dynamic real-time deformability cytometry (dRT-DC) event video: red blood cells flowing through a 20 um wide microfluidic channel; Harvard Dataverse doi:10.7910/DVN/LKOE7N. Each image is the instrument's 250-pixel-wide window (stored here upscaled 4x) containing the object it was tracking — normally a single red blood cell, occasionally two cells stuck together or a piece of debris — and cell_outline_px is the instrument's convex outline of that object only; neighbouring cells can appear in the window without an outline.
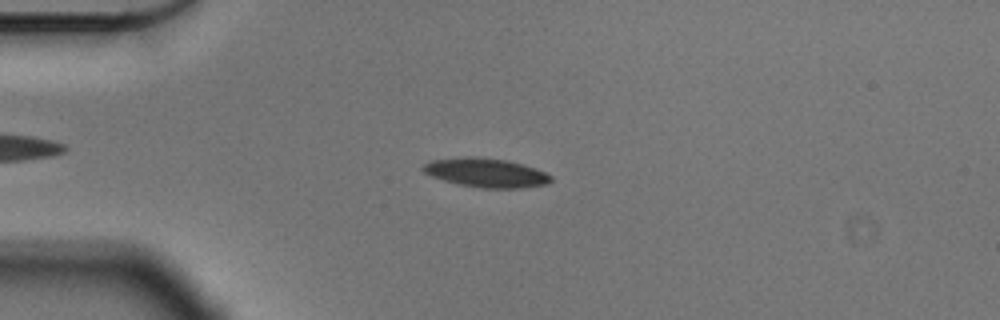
{"species": "Egyptian fruit bat (a non-hibernating species)", "species_latin": "Rousettus aegyptiacus", "temperature_condition": "cold", "stored_images_in_passage": 53, "camera_frame_rate_fps": 3000, "um_per_image_px": 0.085, "animal": {"sex": "male"}, "frame": {"image": 1, "passage_image": 11, "time_ms": 3.333, "image_size_px": [1000, 320], "cell_outline_px": [[552, 180], [544, 184], [520, 188], [480, 188], [460, 184], [444, 180], [432, 176], [424, 172], [420, 168], [424, 164], [432, 160], [468, 156], [476, 156], [504, 160], [520, 164], [544, 172], [552, 176]], "centroid_in_image_um": [41.26, 14.68], "position_along_channel_um": 43.7, "area_um2": 21.27}}
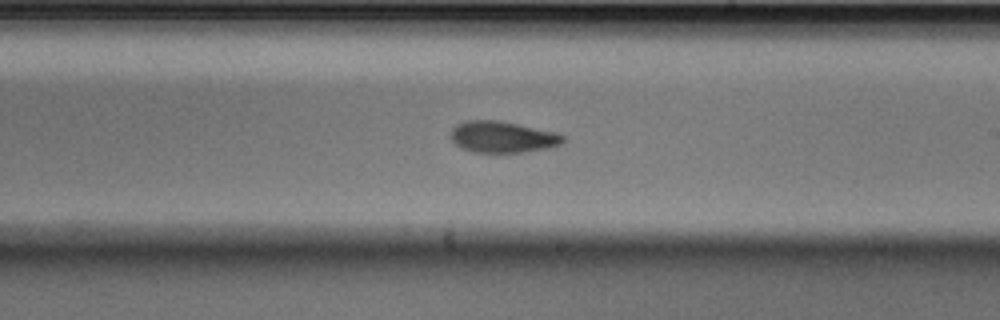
{"frame": {"image": 2, "passage_image": 30, "time_ms": 9.667, "image_size_px": [1000, 320], "cell_outline_px": [[564, 140], [560, 144], [548, 148], [524, 152], [472, 152], [456, 144], [452, 140], [452, 128], [456, 124], [468, 120], [496, 120], [556, 132], [564, 136]], "centroid_in_image_um": [42.71, 11.64], "position_along_channel_um": 246.3, "area_um2": 20.23}}
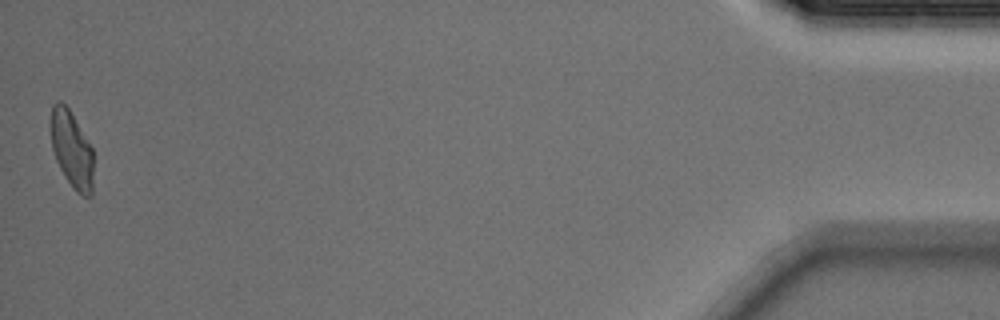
{"frame": {"image": 3, "passage_image": 53, "time_ms": 17.333, "image_size_px": [1000, 320], "cell_outline_px": [[92, 196], [84, 196], [76, 192], [72, 188], [60, 168], [56, 160], [52, 148], [48, 120], [52, 104], [56, 100], [60, 100], [68, 108], [92, 148]], "centroid_in_image_um": [6.04, 12.65], "position_along_channel_um": 429.2, "area_um2": 19.25}, "authors_computed_cell_mechanics": {"area_um2": 20.6924, "velocity_mm_per_s": 3.5506, "shape_relaxation_time_tau1_ms": 4.4454, "shape_relaxation_time_tau2_ms": 3.3101, "deformation_change_tau1": 0.1611, "deformation_change_tau2": 0.0916}}